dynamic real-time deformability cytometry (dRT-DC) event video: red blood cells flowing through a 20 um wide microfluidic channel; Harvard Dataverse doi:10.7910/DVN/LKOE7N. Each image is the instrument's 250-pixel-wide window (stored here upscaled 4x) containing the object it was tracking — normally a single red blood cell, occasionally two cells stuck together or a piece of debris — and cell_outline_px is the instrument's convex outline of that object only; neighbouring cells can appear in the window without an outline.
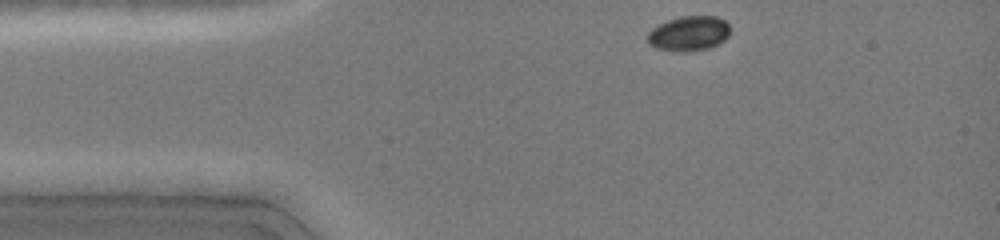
{"species": "common noctule bat (a hibernating species)", "species_latin": "Nyctalus noctula", "temperature_condition": "cold", "stored_images_in_passage": 35, "camera_frame_rate_fps": 3000, "um_per_image_px": 0.085, "animal": {"sex": "female", "body_mass_g": 19.0, "forearm_length_mm": 51.5}, "frame": {"image": 1, "passage_image": 1, "time_ms": 0.0, "image_size_px": [1000, 240], "cell_outline_px": [[728, 36], [724, 40], [708, 48], [688, 52], [680, 52], [656, 48], [648, 44], [648, 32], [652, 28], [668, 20], [680, 16], [716, 16], [724, 20], [728, 24]], "centroid_in_image_um": [58.53, 2.85], "position_along_channel_um": 26.5, "area_um2": 16.7}}
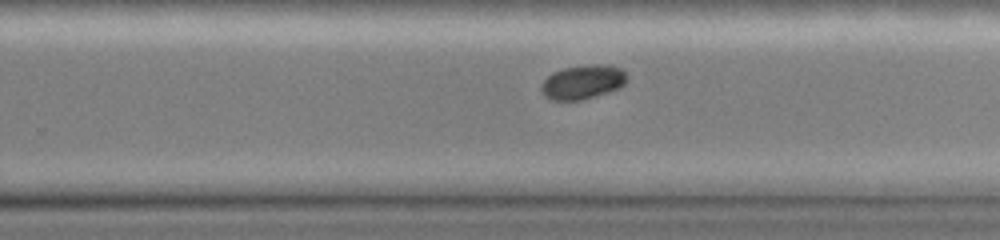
{"frame": {"image": 2, "passage_image": 23, "time_ms": 7.333, "image_size_px": [1000, 240], "cell_outline_px": [[624, 84], [620, 88], [608, 92], [580, 100], [548, 100], [540, 92], [540, 88], [544, 80], [552, 72], [564, 68], [584, 64], [612, 64], [620, 68], [624, 72]], "centroid_in_image_um": [49.49, 6.96], "position_along_channel_um": 280.3, "area_um2": 17.17}}
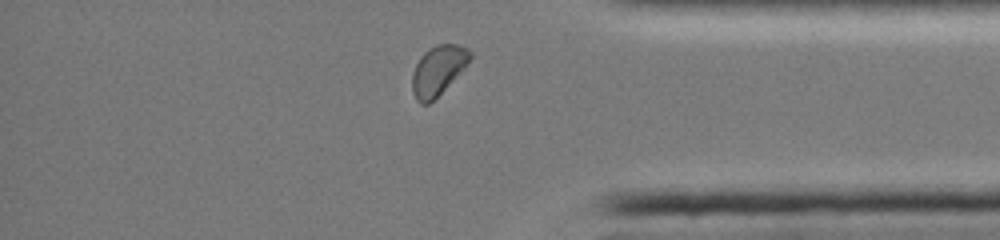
{"frame": {"image": 3, "passage_image": 32, "time_ms": 10.333, "image_size_px": [1000, 240], "cell_outline_px": [[472, 56], [468, 64], [428, 104], [420, 104], [416, 100], [412, 92], [412, 72], [420, 56], [428, 48], [436, 44], [456, 44], [468, 48], [472, 52]], "centroid_in_image_um": [37.22, 5.95], "position_along_channel_um": 398.0, "area_um2": 16.59}, "authors_computed_cell_mechanics": {"area_um2": 17.3978, "velocity_mm_per_s": 4.0907, "shape_relaxation_time_tau1_ms": 1.5533, "shape_relaxation_time_tau2_ms": null, "deformation_change_tau1": 0.0681, "deformation_change_tau2": null}}